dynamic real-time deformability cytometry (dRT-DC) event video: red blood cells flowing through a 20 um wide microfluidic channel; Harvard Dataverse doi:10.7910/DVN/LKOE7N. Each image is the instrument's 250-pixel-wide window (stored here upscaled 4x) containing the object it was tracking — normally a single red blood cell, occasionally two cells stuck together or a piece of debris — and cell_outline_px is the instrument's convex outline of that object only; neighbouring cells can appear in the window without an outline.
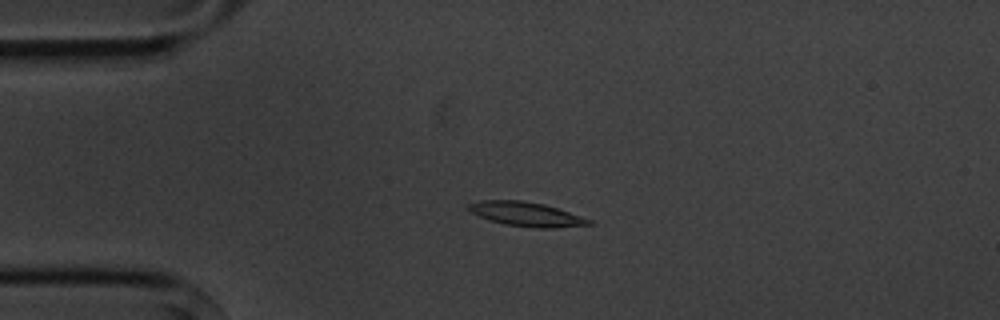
{"species": "common noctule bat (a hibernating species)", "species_latin": "Nyctalus noctula", "temperature_condition": "cold", "stored_images_in_passage": 3, "camera_frame_rate_fps": 3000, "um_per_image_px": 0.085, "animal": {"sex": "male", "body_mass_g": 20.1, "forearm_length_mm": 53.5}, "frame": {"image": 1, "passage_image": 2, "time_ms": 2.0, "image_size_px": [1000, 320], "cell_outline_px": [[596, 224], [556, 228], [540, 228], [504, 224], [480, 216], [464, 208], [468, 204], [480, 200], [520, 200], [544, 204], [592, 220]], "centroid_in_image_um": [44.74, 18.2], "position_along_channel_um": 40.3, "area_um2": 16.88}}